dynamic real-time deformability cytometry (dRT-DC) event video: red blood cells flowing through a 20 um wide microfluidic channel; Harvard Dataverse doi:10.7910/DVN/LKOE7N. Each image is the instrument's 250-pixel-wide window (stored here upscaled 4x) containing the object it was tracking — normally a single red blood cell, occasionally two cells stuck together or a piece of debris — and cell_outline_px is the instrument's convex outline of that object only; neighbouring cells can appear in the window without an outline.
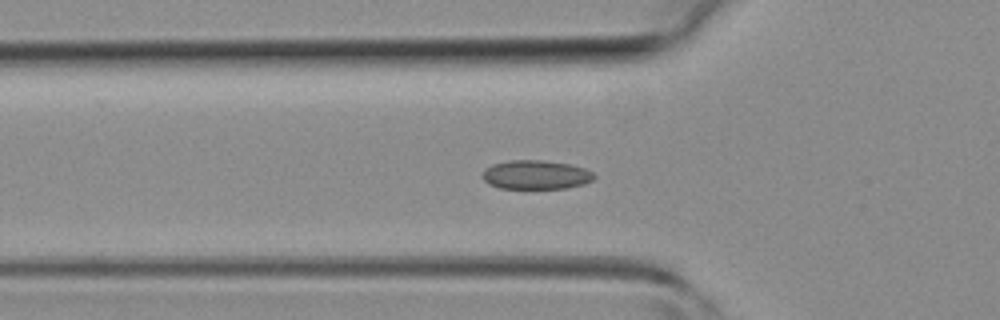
{"species": "common noctule bat (a hibernating species)", "species_latin": "Nyctalus noctula", "temperature_condition": "room temperature", "stored_images_in_passage": 36, "camera_frame_rate_fps": 3000, "um_per_image_px": 0.085, "animal": {"sex": "female", "body_mass_g": 19.3, "forearm_length_mm": 54.1}, "frame": {"image": 1, "passage_image": 13, "time_ms": 4.0, "image_size_px": [1000, 320], "cell_outline_px": [[596, 176], [592, 180], [584, 184], [564, 188], [500, 188], [488, 184], [480, 176], [484, 168], [492, 164], [508, 160], [544, 160], [572, 164], [584, 168], [592, 172]], "centroid_in_image_um": [45.51, 14.84], "position_along_channel_um": 80.3, "area_um2": 19.07}}
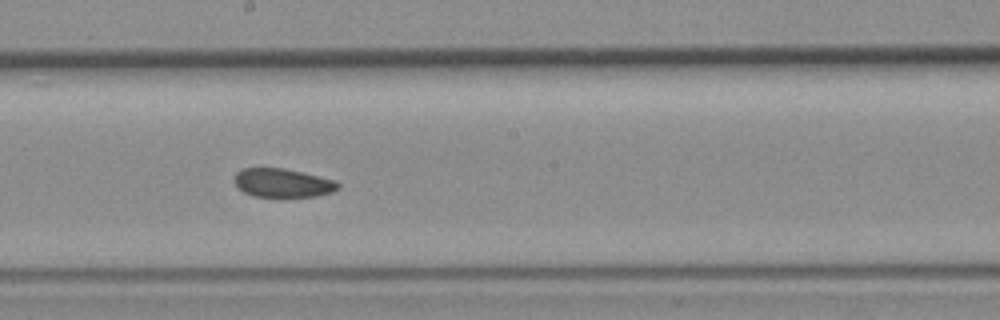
{"frame": {"image": 2, "passage_image": 22, "time_ms": 7.0, "image_size_px": [1000, 320], "cell_outline_px": [[340, 188], [332, 192], [316, 196], [252, 196], [236, 188], [232, 180], [236, 172], [240, 168], [284, 168], [336, 180], [340, 184]], "centroid_in_image_um": [23.98, 15.54], "position_along_channel_um": 224.2, "area_um2": 17.51}}
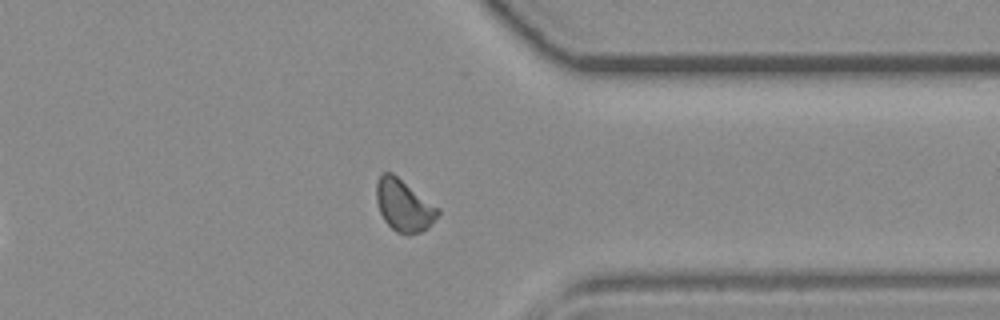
{"frame": {"image": 3, "passage_image": 32, "time_ms": 10.333, "image_size_px": [1000, 320], "cell_outline_px": [[440, 212], [432, 224], [428, 228], [420, 232], [408, 236], [396, 232], [384, 220], [380, 212], [376, 200], [376, 184], [380, 176], [384, 172], [392, 172], [440, 208]], "centroid_in_image_um": [34.34, 17.48], "position_along_channel_um": 377.1, "area_um2": 18.73}}